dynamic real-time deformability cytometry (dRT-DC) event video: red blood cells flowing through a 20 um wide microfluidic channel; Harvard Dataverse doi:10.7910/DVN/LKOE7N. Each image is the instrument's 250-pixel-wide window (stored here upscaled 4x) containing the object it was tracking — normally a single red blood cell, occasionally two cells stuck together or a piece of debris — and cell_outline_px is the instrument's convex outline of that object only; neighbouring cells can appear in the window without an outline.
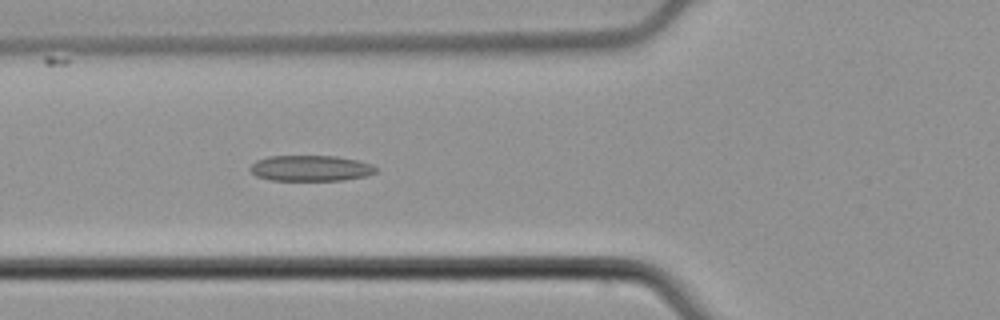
{"species": "common noctule bat (a hibernating species)", "species_latin": "Nyctalus noctula", "temperature_condition": "cold", "stored_images_in_passage": 6, "camera_frame_rate_fps": 3000, "um_per_image_px": 0.085, "animal": {"sex": "male", "body_mass_g": 21.5, "forearm_length_mm": 52.0}, "frame": {"image": 1, "passage_image": 6, "time_ms": 1.667, "image_size_px": [1000, 320], "cell_outline_px": [[380, 168], [376, 172], [368, 176], [344, 180], [272, 180], [256, 176], [248, 168], [256, 160], [268, 156], [336, 156], [356, 160], [372, 164]], "centroid_in_image_um": [26.44, 14.3], "position_along_channel_um": 99.4, "area_um2": 19.02}}